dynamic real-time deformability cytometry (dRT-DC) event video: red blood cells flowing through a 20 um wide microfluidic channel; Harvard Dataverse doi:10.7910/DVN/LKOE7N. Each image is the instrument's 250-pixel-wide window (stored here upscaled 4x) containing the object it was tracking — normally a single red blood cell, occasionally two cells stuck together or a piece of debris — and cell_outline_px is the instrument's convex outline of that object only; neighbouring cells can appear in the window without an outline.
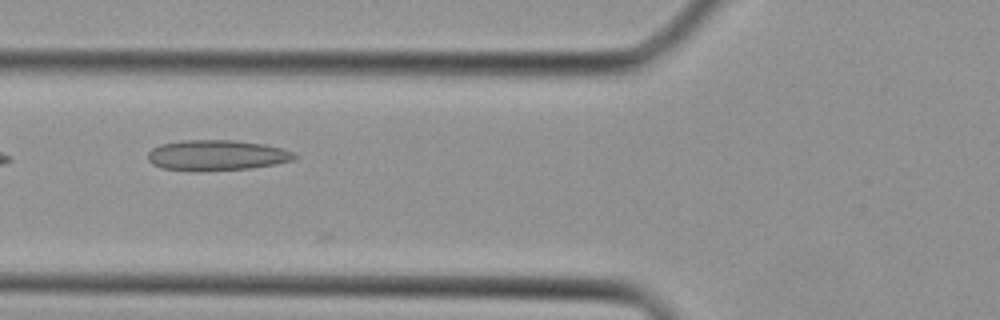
{"species": "Egyptian fruit bat (a non-hibernating species)", "species_latin": "Rousettus aegyptiacus", "temperature_condition": "cold", "stored_images_in_passage": 15, "camera_frame_rate_fps": 3000, "um_per_image_px": 0.085, "animal": {"sex": "female"}, "frame": {"image": 1, "passage_image": 13, "time_ms": 4.0, "image_size_px": [1000, 320], "cell_outline_px": [[296, 160], [276, 164], [252, 168], [164, 168], [152, 164], [148, 160], [148, 152], [152, 148], [160, 144], [180, 140], [236, 140], [264, 144], [280, 148], [292, 152], [296, 156]], "centroid_in_image_um": [18.46, 13.14], "position_along_channel_um": 107.3, "area_um2": 25.09}}